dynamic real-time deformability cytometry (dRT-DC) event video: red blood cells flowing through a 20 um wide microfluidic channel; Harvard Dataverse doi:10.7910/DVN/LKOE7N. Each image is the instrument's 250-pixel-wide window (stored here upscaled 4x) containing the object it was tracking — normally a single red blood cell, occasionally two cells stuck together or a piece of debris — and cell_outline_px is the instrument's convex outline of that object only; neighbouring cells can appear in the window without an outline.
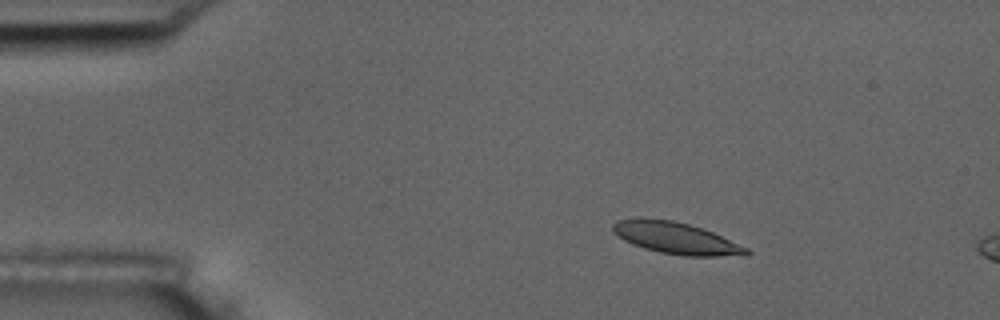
{"species": "common noctule bat (a hibernating species)", "species_latin": "Nyctalus noctula", "temperature_condition": "room temperature", "stored_images_in_passage": 5, "camera_frame_rate_fps": 3000, "um_per_image_px": 0.085, "animal": {"sex": "male", "body_mass_g": 17.5, "forearm_length_mm": 52.3}, "frame": {"image": 1, "passage_image": 3, "time_ms": 3.0, "image_size_px": [1000, 320], "cell_outline_px": [[752, 252], [748, 256], [684, 256], [660, 252], [644, 248], [632, 244], [624, 240], [612, 232], [612, 224], [616, 220], [640, 216], [672, 220], [688, 224], [712, 232], [748, 248]], "centroid_in_image_um": [57.42, 20.23], "position_along_channel_um": 27.6, "area_um2": 24.97}}